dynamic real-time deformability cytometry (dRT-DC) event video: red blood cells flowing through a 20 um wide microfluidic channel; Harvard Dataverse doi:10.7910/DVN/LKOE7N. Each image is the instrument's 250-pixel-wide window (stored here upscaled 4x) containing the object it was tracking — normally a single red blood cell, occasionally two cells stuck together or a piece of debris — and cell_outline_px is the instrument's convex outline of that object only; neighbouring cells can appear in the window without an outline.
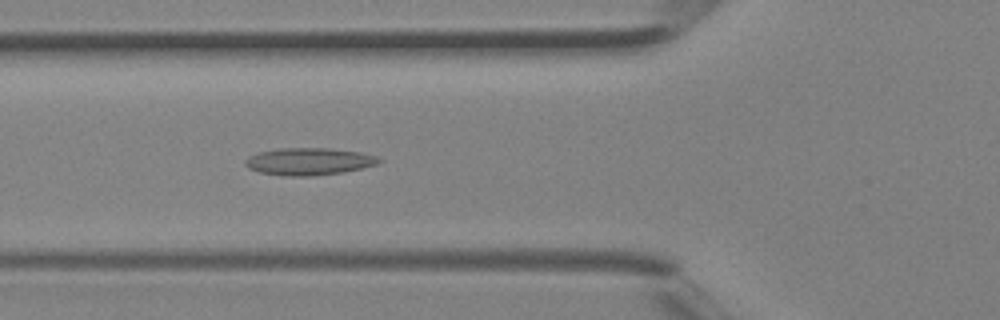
{"species": "Egyptian fruit bat (a non-hibernating species)", "species_latin": "Rousettus aegyptiacus", "temperature_condition": "room temperature", "stored_images_in_passage": 40, "camera_frame_rate_fps": 3000, "um_per_image_px": 0.085, "animal": {"sex": "female"}, "frame": {"image": 1, "passage_image": 15, "time_ms": 4.667, "image_size_px": [1000, 320], "cell_outline_px": [[384, 160], [376, 164], [344, 172], [312, 176], [284, 176], [260, 172], [248, 168], [244, 164], [244, 160], [248, 156], [260, 152], [280, 148], [328, 148], [360, 152], [376, 156]], "centroid_in_image_um": [26.24, 13.72], "position_along_channel_um": 99.6, "area_um2": 21.21}}
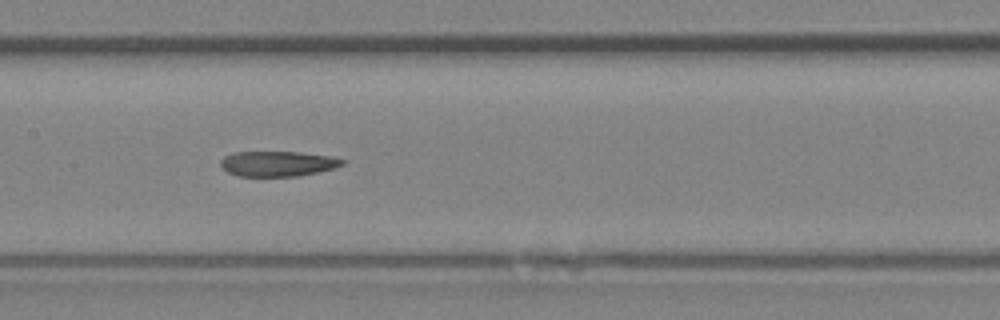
{"frame": {"image": 2, "passage_image": 20, "time_ms": 6.333, "image_size_px": [1000, 320], "cell_outline_px": [[344, 164], [336, 168], [296, 176], [236, 176], [228, 172], [220, 164], [220, 160], [224, 156], [232, 152], [300, 152], [332, 156], [344, 160]], "centroid_in_image_um": [23.6, 13.91], "position_along_channel_um": 183.8, "area_um2": 17.92}}
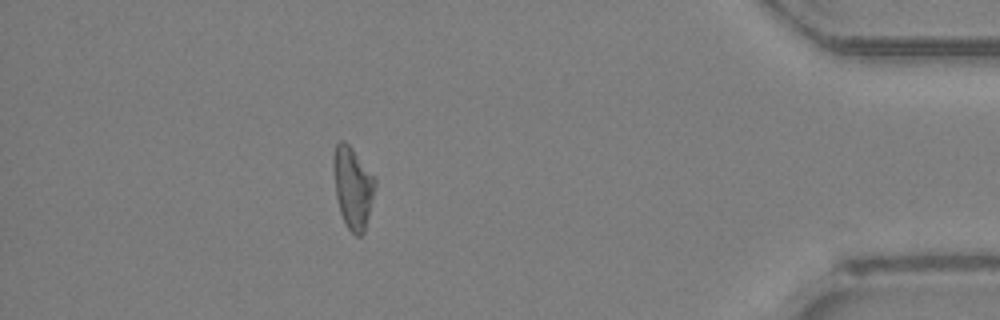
{"frame": {"image": 3, "passage_image": 36, "time_ms": 11.667, "image_size_px": [1000, 320], "cell_outline_px": [[376, 184], [364, 232], [360, 236], [356, 236], [348, 228], [340, 212], [336, 196], [332, 164], [332, 152], [336, 144], [340, 140], [344, 140], [352, 148], [376, 180]], "centroid_in_image_um": [29.95, 15.9], "position_along_channel_um": 405.2, "area_um2": 19.65}}